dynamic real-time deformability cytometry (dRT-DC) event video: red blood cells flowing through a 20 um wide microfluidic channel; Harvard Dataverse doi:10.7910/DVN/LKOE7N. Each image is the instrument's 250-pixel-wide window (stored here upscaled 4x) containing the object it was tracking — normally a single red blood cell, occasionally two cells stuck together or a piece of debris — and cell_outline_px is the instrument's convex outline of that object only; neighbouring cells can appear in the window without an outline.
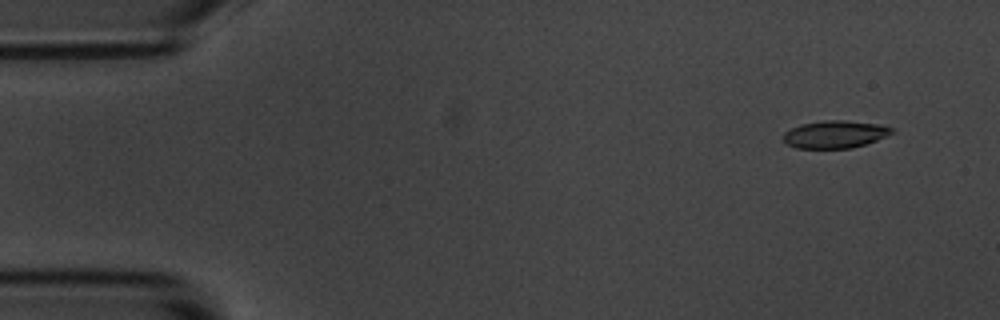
{"species": "common noctule bat (a hibernating species)", "species_latin": "Nyctalus noctula", "temperature_condition": "room temperature", "stored_images_in_passage": 52, "camera_frame_rate_fps": 3000, "um_per_image_px": 0.085, "animal": {"sex": "male", "body_mass_g": 20.1, "forearm_length_mm": 53.5}, "frame": {"image": 1, "passage_image": 1, "time_ms": 0.0, "image_size_px": [1000, 320], "cell_outline_px": [[896, 132], [876, 140], [852, 148], [796, 148], [784, 144], [784, 132], [800, 124], [824, 120], [844, 120], [880, 124], [892, 128]], "centroid_in_image_um": [70.96, 11.41], "position_along_channel_um": 14.0, "area_um2": 17.46}}
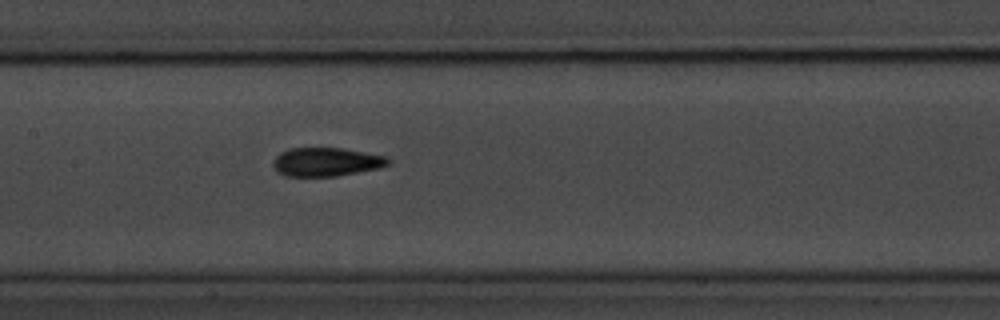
{"frame": {"image": 2, "passage_image": 23, "time_ms": 7.333, "image_size_px": [1000, 320], "cell_outline_px": [[392, 160], [388, 164], [380, 168], [336, 176], [284, 176], [276, 172], [272, 164], [276, 156], [280, 152], [288, 148], [344, 148], [388, 156]], "centroid_in_image_um": [27.74, 13.76], "position_along_channel_um": 179.7, "area_um2": 19.48}}
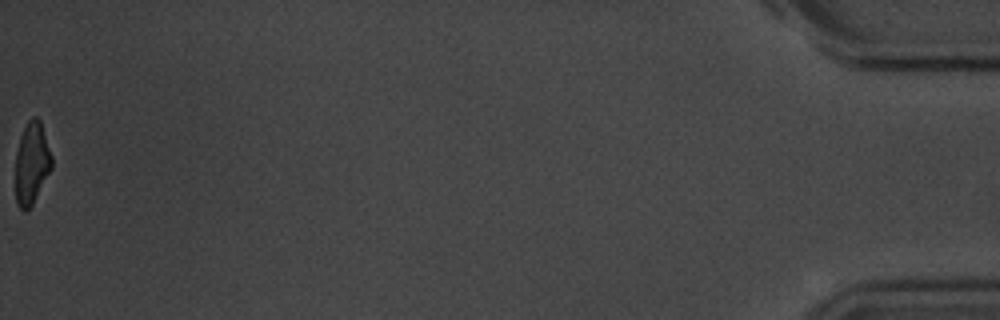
{"frame": {"image": 3, "passage_image": 52, "time_ms": 17.0, "image_size_px": [1000, 320], "cell_outline_px": [[52, 168], [32, 204], [24, 212], [16, 204], [16, 152], [20, 136], [28, 120], [32, 116], [36, 116], [40, 120], [52, 156]], "centroid_in_image_um": [2.7, 13.85], "position_along_channel_um": 432.5, "area_um2": 17.22}, "authors_computed_cell_mechanics": {"area_um2": 18.7272, "velocity_mm_per_s": 3.6697, "shape_relaxation_time_tau1_ms": 4.0299, "shape_relaxation_time_tau2_ms": 2.0207, "deformation_change_tau1": 0.1633, "deformation_change_tau2": 0.0851}}